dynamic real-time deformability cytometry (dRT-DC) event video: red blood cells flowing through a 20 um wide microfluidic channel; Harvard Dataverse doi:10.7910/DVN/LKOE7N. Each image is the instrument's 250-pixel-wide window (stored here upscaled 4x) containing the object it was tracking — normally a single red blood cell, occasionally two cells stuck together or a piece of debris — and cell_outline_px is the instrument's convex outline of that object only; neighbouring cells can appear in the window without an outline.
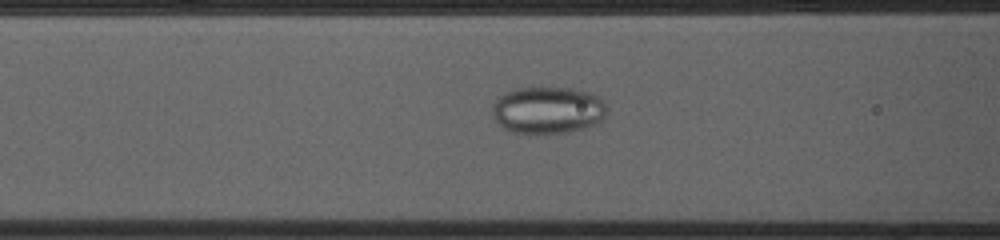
{"species": "common noctule bat (a hibernating species)", "species_latin": "Nyctalus noctula", "temperature_condition": "cold", "stored_images_in_passage": 40, "camera_frame_rate_fps": 3000, "um_per_image_px": 0.085, "animal": {"sex": "female", "body_mass_g": 23.0, "forearm_length_mm": 53.4}, "frame": {"image": 1, "passage_image": 7, "time_ms": 2.0, "image_size_px": [1000, 240], "cell_outline_px": [[608, 112], [600, 120], [584, 128], [572, 132], [512, 132], [504, 128], [492, 116], [492, 104], [496, 96], [516, 88], [568, 88], [588, 92], [600, 96], [608, 108]], "centroid_in_image_um": [46.55, 9.34], "position_along_channel_um": 120.1, "area_um2": 31.33}}
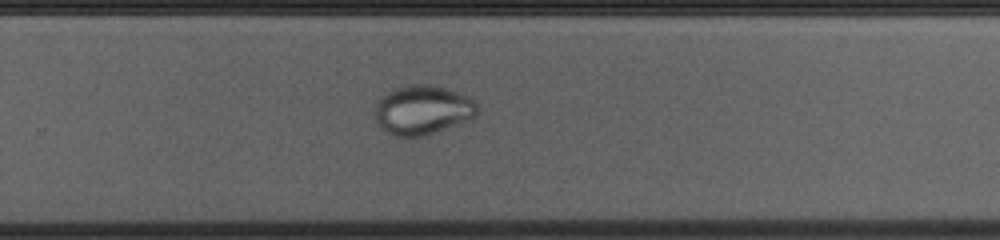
{"frame": {"image": 2, "passage_image": 21, "time_ms": 6.667, "image_size_px": [1000, 240], "cell_outline_px": [[476, 116], [432, 132], [420, 136], [396, 136], [388, 132], [376, 120], [376, 100], [384, 92], [396, 88], [412, 84], [428, 84], [448, 88], [468, 96], [476, 104]], "centroid_in_image_um": [35.88, 9.3], "position_along_channel_um": 293.9, "area_um2": 28.78}}
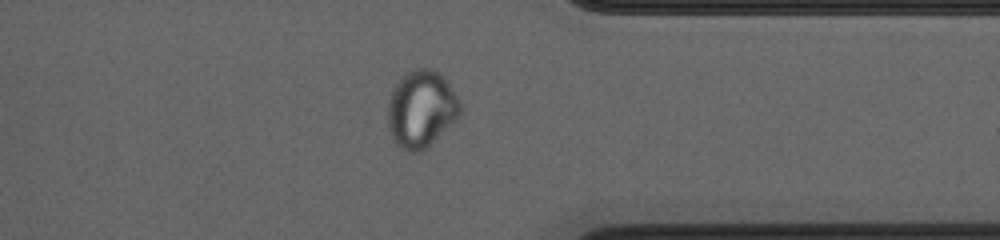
{"frame": {"image": 3, "passage_image": 28, "time_ms": 9.0, "image_size_px": [1000, 240], "cell_outline_px": [[464, 112], [456, 120], [420, 152], [408, 152], [400, 148], [392, 140], [388, 128], [388, 100], [392, 88], [408, 72], [416, 68], [428, 68], [436, 72], [448, 84], [456, 96]], "centroid_in_image_um": [35.78, 9.3], "position_along_channel_um": 375.6, "area_um2": 32.19}}